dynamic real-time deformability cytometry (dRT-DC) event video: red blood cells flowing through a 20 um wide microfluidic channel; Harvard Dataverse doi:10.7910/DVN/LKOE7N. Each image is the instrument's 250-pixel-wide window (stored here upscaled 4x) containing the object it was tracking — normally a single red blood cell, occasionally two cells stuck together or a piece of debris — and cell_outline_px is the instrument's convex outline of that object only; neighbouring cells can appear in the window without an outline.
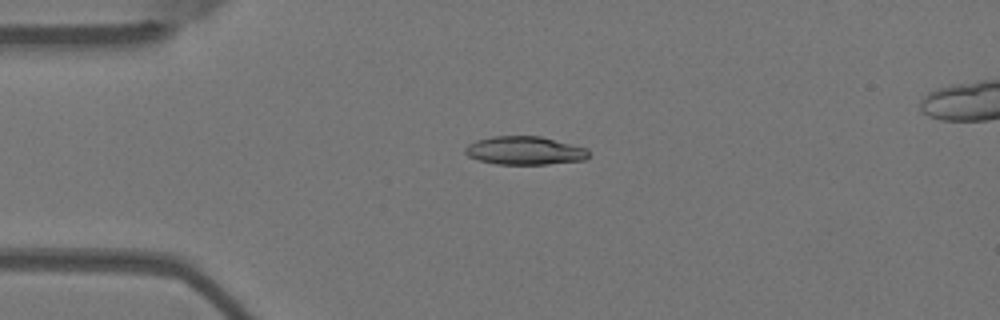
{"species": "Egyptian fruit bat (a non-hibernating species)", "species_latin": "Rousettus aegyptiacus", "temperature_condition": "warm", "stored_images_in_passage": 5, "camera_frame_rate_fps": 3000, "um_per_image_px": 0.085, "animal": {"sex": "female"}, "frame": {"image": 1, "passage_image": 3, "time_ms": 0.667, "image_size_px": [1000, 320], "cell_outline_px": [[588, 156], [584, 160], [548, 164], [496, 164], [476, 160], [468, 156], [464, 152], [464, 148], [468, 144], [476, 140], [492, 136], [540, 136], [588, 148]], "centroid_in_image_um": [44.57, 12.8], "position_along_channel_um": 40.4, "area_um2": 20.52}}